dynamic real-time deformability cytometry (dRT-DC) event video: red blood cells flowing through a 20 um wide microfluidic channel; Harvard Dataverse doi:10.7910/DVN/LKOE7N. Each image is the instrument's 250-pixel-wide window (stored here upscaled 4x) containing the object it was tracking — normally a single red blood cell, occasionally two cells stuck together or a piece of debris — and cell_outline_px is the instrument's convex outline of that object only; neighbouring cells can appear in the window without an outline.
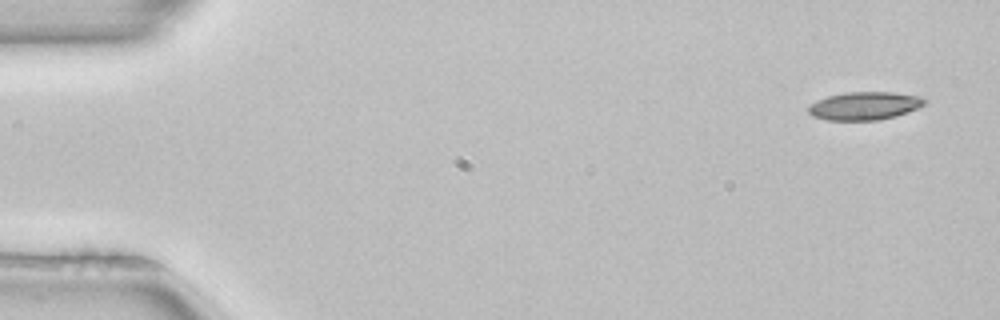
{"species": "common noctule bat (a hibernating species)", "species_latin": "Nyctalus noctula", "temperature_condition": "room temperature", "stored_images_in_passage": 3, "camera_frame_rate_fps": 3000, "um_per_image_px": 0.085, "animal": {"sex": "female", "body_mass_g": 22.7, "forearm_length_mm": 54.2}, "frame": {"image": 1, "passage_image": 1, "time_ms": 0.0, "image_size_px": [1000, 320], "cell_outline_px": [[928, 100], [924, 104], [908, 112], [896, 116], [880, 120], [824, 120], [812, 116], [808, 112], [808, 108], [816, 100], [828, 96], [844, 92], [892, 92], [920, 96]], "centroid_in_image_um": [73.48, 9.0], "position_along_channel_um": 11.5, "area_um2": 19.07}}